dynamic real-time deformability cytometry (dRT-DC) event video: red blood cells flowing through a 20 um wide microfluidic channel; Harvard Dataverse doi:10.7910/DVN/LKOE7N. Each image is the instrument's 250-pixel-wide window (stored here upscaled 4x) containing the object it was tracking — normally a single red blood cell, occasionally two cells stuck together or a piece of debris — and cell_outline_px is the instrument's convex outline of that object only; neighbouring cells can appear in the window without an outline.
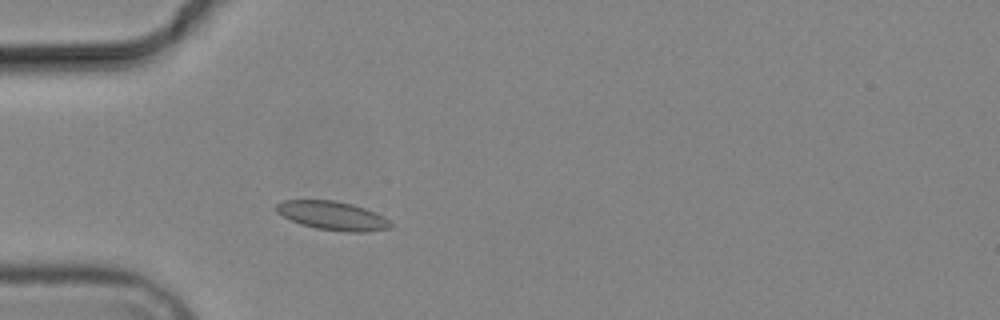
{"species": "common noctule bat (a hibernating species)", "species_latin": "Nyctalus noctula", "temperature_condition": "cold", "stored_images_in_passage": 2, "camera_frame_rate_fps": 3000, "um_per_image_px": 0.085, "animal": {"sex": "male", "body_mass_g": 19.2, "forearm_length_mm": 51.8}, "frame": {"image": 1, "passage_image": 2, "time_ms": 1.0, "image_size_px": [1000, 320], "cell_outline_px": [[392, 224], [388, 228], [364, 232], [344, 232], [316, 228], [300, 224], [276, 212], [276, 204], [284, 200], [336, 200], [352, 204], [364, 208], [384, 216]], "centroid_in_image_um": [28.25, 18.33], "position_along_channel_um": 56.7, "area_um2": 19.02}}